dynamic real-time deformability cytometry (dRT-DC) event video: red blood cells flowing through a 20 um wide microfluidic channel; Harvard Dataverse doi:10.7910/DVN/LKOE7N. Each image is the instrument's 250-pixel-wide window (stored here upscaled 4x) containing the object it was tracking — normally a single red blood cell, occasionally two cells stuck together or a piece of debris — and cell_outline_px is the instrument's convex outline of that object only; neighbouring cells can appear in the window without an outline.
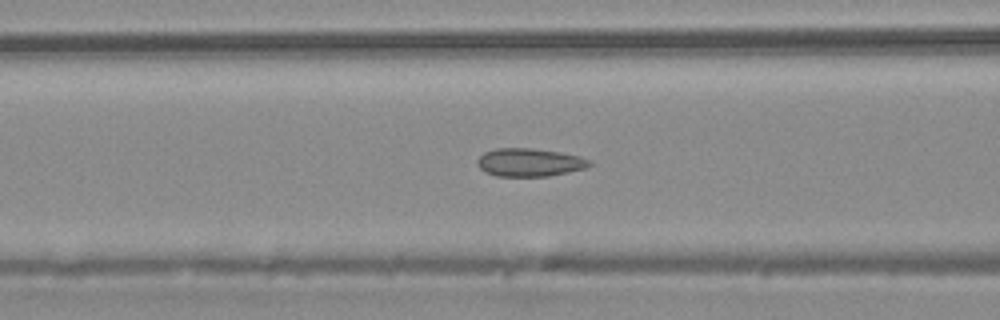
{"species": "common noctule bat (a hibernating species)", "species_latin": "Nyctalus noctula", "temperature_condition": "warm", "stored_images_in_passage": 31, "camera_frame_rate_fps": 3000, "um_per_image_px": 0.085, "animal": {"sex": "male", "body_mass_g": 20.4}, "frame": {"image": 1, "passage_image": 4, "time_ms": 1.0, "image_size_px": [1000, 320], "cell_outline_px": [[592, 164], [588, 168], [548, 176], [496, 176], [480, 168], [476, 164], [476, 160], [484, 152], [496, 148], [532, 148], [560, 152], [580, 156], [592, 160]], "centroid_in_image_um": [45.04, 13.8], "position_along_channel_um": 121.6, "area_um2": 18.5}}
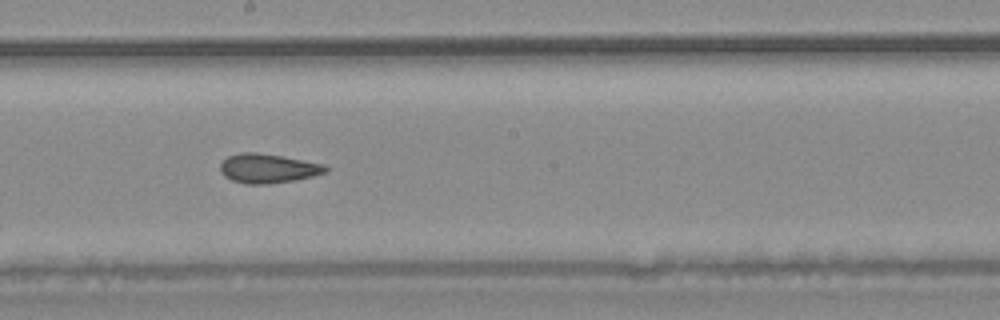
{"frame": {"image": 2, "passage_image": 11, "time_ms": 3.333, "image_size_px": [1000, 320], "cell_outline_px": [[332, 168], [328, 172], [296, 180], [268, 184], [244, 184], [232, 180], [224, 176], [220, 172], [220, 164], [228, 156], [240, 152], [256, 152], [284, 156], [324, 164]], "centroid_in_image_um": [22.81, 14.31], "position_along_channel_um": 225.4, "area_um2": 18.26}}
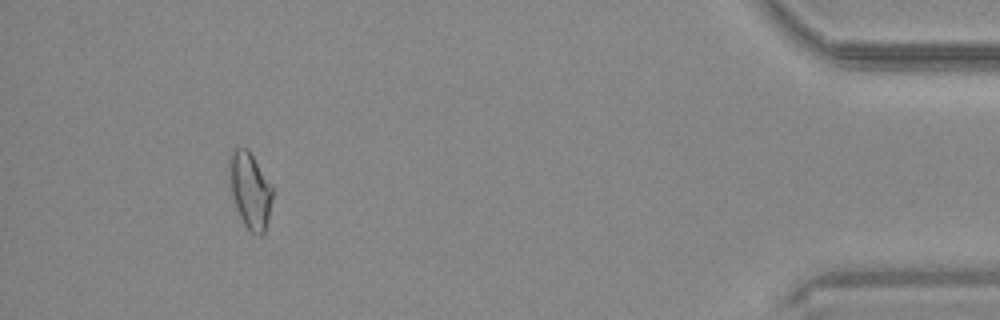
{"frame": {"image": 3, "passage_image": 28, "time_ms": 9.0, "image_size_px": [1000, 320], "cell_outline_px": [[272, 200], [264, 232], [260, 236], [256, 236], [244, 224], [236, 208], [228, 180], [228, 156], [232, 148], [248, 148], [272, 184]], "centroid_in_image_um": [21.22, 16.11], "position_along_channel_um": 414.0, "area_um2": 19.42}}